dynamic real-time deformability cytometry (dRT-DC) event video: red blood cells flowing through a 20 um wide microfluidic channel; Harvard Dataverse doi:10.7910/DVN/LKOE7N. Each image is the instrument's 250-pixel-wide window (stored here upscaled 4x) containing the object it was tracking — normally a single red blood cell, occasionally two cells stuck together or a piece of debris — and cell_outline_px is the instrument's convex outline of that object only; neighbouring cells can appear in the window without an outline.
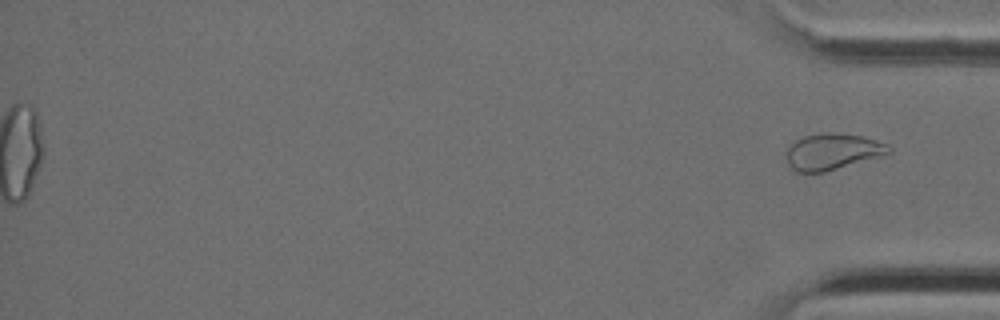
{"species": "Egyptian fruit bat (a non-hibernating species)", "species_latin": "Rousettus aegyptiacus", "temperature_condition": "cold", "stored_images_in_passage": 34, "segment_of_instrument_passage": [2, 2], "camera_frame_rate_fps": 3000, "um_per_image_px": 0.085, "animal": {"sex": "female"}, "frame": {"image": 1, "passage_image": 34, "time_ms": 11.0, "image_size_px": [1000, 320], "cell_outline_px": [[892, 152], [824, 172], [796, 172], [788, 164], [788, 148], [796, 140], [804, 136], [824, 132], [832, 132], [860, 136], [876, 140], [888, 144], [892, 148]], "centroid_in_image_um": [70.77, 12.87], "position_along_channel_um": 364.4, "area_um2": 21.21}}